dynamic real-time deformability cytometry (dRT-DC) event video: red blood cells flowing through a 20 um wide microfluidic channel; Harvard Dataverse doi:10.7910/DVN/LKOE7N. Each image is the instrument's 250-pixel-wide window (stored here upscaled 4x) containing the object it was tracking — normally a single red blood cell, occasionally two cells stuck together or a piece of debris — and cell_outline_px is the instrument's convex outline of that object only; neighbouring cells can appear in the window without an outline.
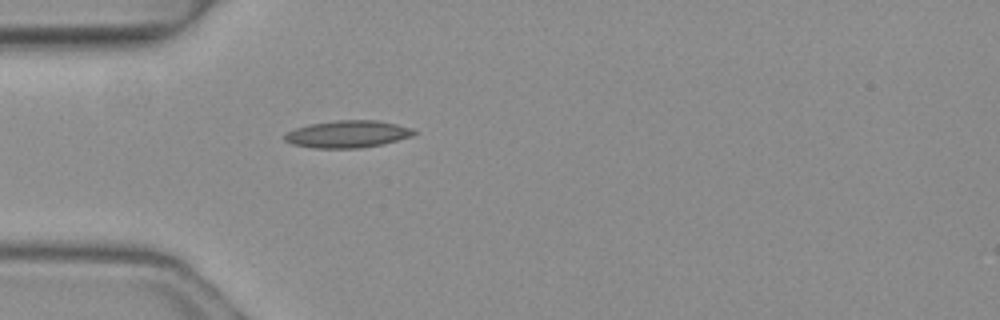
{"species": "common noctule bat (a hibernating species)", "species_latin": "Nyctalus noctula", "temperature_condition": "warm", "stored_images_in_passage": 1, "camera_frame_rate_fps": 3000, "um_per_image_px": 0.085, "animal": {"sex": "female", "body_mass_g": 19.3, "forearm_length_mm": 54.1}, "frame": {"image": 1, "passage_image": 1, "time_ms": 0.0, "image_size_px": [1000, 320], "cell_outline_px": [[416, 132], [412, 136], [380, 144], [360, 148], [316, 148], [292, 144], [284, 140], [284, 136], [288, 132], [296, 128], [308, 124], [336, 120], [376, 120], [396, 124], [412, 128]], "centroid_in_image_um": [29.53, 11.39], "position_along_channel_um": 55.5, "area_um2": 20.29}}